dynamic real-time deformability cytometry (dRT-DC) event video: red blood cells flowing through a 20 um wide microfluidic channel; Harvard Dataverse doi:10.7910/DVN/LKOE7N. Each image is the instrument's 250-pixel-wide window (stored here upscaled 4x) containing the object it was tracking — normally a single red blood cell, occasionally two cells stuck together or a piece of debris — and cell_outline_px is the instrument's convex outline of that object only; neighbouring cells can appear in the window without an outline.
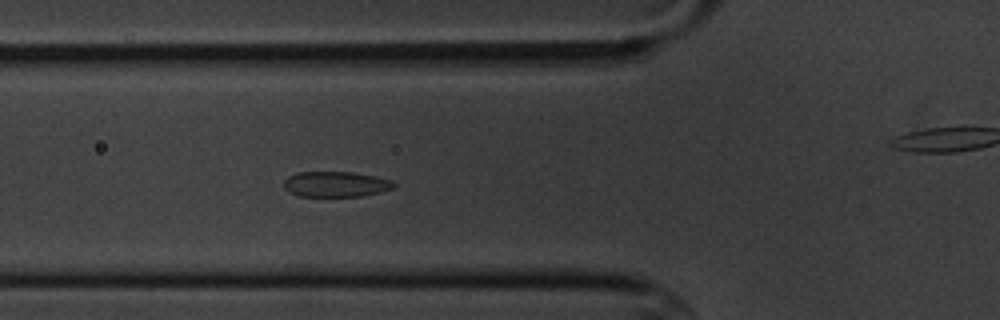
{"species": "common noctule bat (a hibernating species)", "species_latin": "Nyctalus noctula", "temperature_condition": "cold", "stored_images_in_passage": 6, "segment_of_instrument_passage": [1, 2], "camera_frame_rate_fps": 3000, "um_per_image_px": 0.085, "animal": {"sex": "male", "body_mass_g": 20.1, "forearm_length_mm": 53.5}, "frame": {"image": 1, "passage_image": 5, "time_ms": 5.333, "image_size_px": [1000, 320], "cell_outline_px": [[396, 188], [380, 192], [360, 196], [296, 196], [288, 192], [284, 188], [284, 180], [288, 176], [296, 172], [352, 172], [392, 180], [396, 184]], "centroid_in_image_um": [28.52, 15.66], "position_along_channel_um": 97.3, "area_um2": 16.42}}